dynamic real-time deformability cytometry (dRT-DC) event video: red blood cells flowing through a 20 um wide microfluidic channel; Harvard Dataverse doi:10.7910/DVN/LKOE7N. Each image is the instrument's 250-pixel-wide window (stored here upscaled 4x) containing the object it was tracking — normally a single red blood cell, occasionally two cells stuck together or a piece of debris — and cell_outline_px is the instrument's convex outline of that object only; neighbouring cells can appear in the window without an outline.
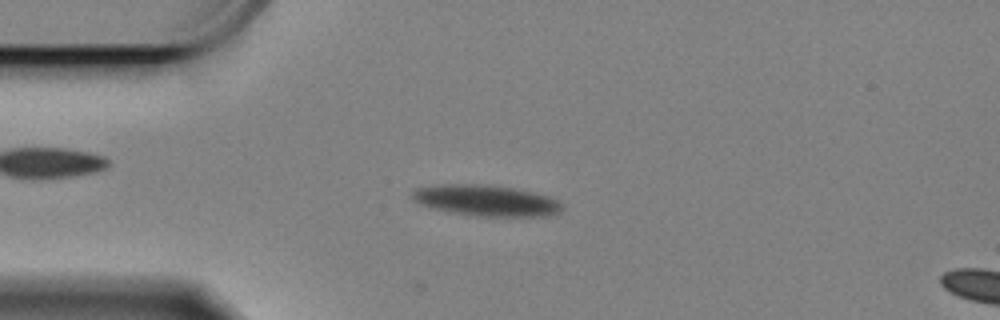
{"species": "Egyptian fruit bat (a non-hibernating species)", "species_latin": "Rousettus aegyptiacus", "temperature_condition": "cold", "stored_images_in_passage": 7, "camera_frame_rate_fps": 3000, "um_per_image_px": 0.085, "animal": {"sex": "female"}, "frame": {"image": 1, "passage_image": 7, "time_ms": 2.0, "image_size_px": [1000, 320], "cell_outline_px": [[564, 208], [560, 212], [540, 216], [480, 216], [436, 208], [420, 204], [412, 196], [412, 192], [416, 188], [444, 184], [464, 184], [512, 188], [532, 192], [548, 196], [556, 200]], "centroid_in_image_um": [41.35, 17.04], "position_along_channel_um": 43.7, "area_um2": 26.07}}